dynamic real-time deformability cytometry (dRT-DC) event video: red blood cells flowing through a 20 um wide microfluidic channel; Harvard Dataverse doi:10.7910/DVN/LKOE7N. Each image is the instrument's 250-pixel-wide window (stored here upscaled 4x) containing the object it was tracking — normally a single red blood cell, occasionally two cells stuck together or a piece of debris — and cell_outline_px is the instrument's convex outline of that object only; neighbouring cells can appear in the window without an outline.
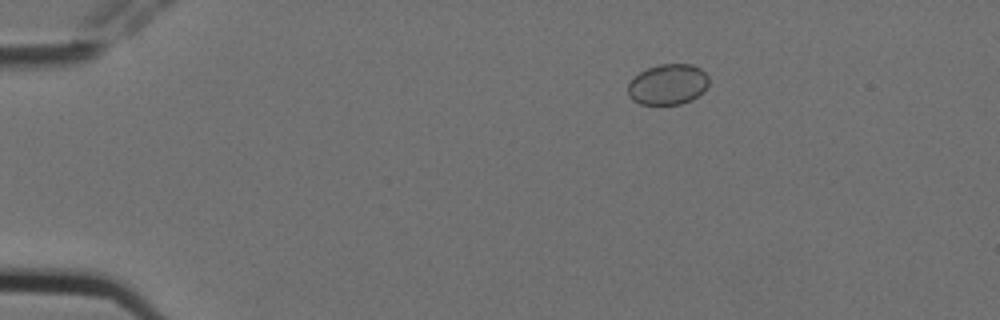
{"species": "Egyptian fruit bat (a non-hibernating species)", "species_latin": "Rousettus aegyptiacus", "temperature_condition": "cold", "stored_images_in_passage": 5, "camera_frame_rate_fps": 3000, "um_per_image_px": 0.085, "animal": {"sex": "female"}, "frame": {"image": 1, "passage_image": 3, "time_ms": 0.667, "image_size_px": [1000, 320], "cell_outline_px": [[708, 84], [704, 92], [692, 100], [680, 104], [640, 104], [632, 100], [628, 96], [628, 84], [640, 72], [648, 68], [660, 64], [692, 64], [700, 68], [708, 76]], "centroid_in_image_um": [56.78, 7.18], "position_along_channel_um": 28.2, "area_um2": 19.19}}